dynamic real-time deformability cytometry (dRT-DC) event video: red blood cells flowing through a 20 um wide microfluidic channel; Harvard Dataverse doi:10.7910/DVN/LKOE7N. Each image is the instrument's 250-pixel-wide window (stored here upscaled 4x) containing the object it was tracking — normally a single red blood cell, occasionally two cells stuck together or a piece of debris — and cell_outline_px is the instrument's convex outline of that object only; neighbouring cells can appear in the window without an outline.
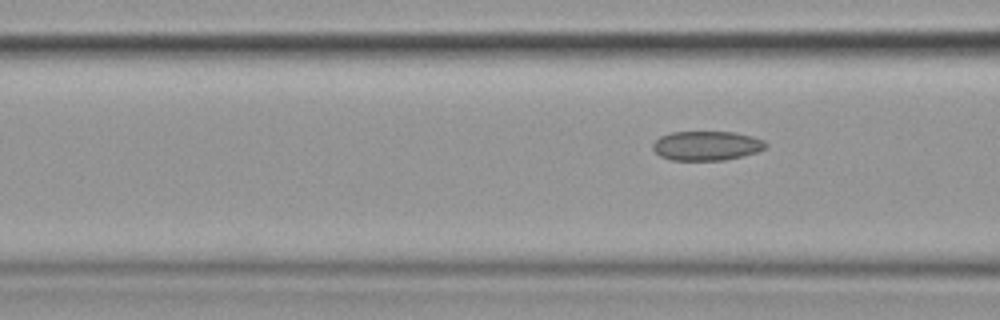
{"species": "common noctule bat (a hibernating species)", "species_latin": "Nyctalus noctula", "temperature_condition": "cold", "stored_images_in_passage": 5, "segment_of_instrument_passage": [2, 2], "camera_frame_rate_fps": 3000, "um_per_image_px": 0.085, "animal": {"sex": "female", "body_mass_g": 19.9}, "frame": {"image": 1, "passage_image": 5, "time_ms": 5.667, "image_size_px": [1000, 320], "cell_outline_px": [[768, 144], [764, 148], [756, 152], [724, 160], [672, 160], [660, 156], [652, 148], [652, 144], [660, 136], [672, 132], [736, 132], [752, 136], [764, 140]], "centroid_in_image_um": [60.05, 12.38], "position_along_channel_um": 106.6, "area_um2": 19.25}}